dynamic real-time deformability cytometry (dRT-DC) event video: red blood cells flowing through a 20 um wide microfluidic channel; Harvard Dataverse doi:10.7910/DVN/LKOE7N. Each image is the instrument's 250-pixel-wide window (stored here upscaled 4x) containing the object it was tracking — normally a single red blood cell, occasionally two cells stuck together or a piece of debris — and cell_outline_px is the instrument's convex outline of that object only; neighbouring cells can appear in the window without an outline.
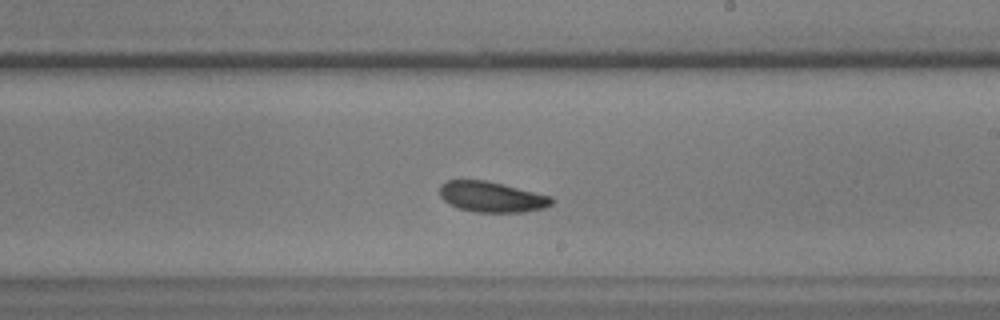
{"species": "common noctule bat (a hibernating species)", "species_latin": "Nyctalus noctula", "temperature_condition": "warm", "stored_images_in_passage": 43, "camera_frame_rate_fps": 3000, "um_per_image_px": 0.085, "animal": {"sex": "male", "body_mass_g": 17.9, "forearm_length_mm": 54.2}, "frame": {"image": 1, "passage_image": 22, "time_ms": 7.0, "image_size_px": [1000, 320], "cell_outline_px": [[552, 204], [544, 208], [520, 212], [476, 212], [460, 208], [444, 200], [440, 196], [440, 184], [448, 180], [484, 180], [552, 196]], "centroid_in_image_um": [41.79, 16.73], "position_along_channel_um": 247.2, "area_um2": 19.59}}
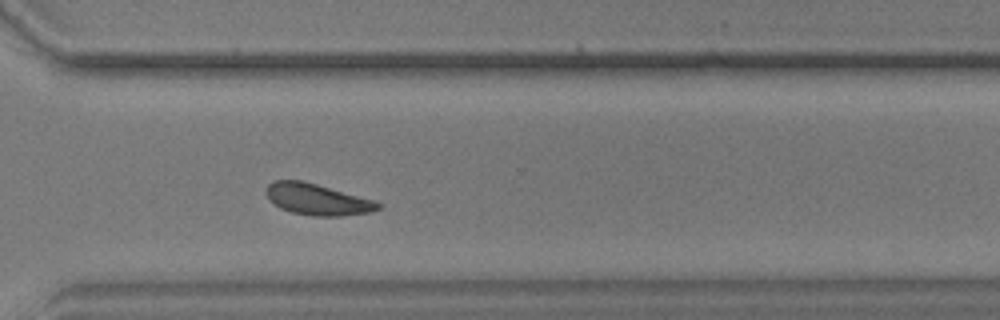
{"frame": {"image": 2, "passage_image": 29, "time_ms": 9.333, "image_size_px": [1000, 320], "cell_outline_px": [[380, 208], [372, 212], [340, 216], [312, 216], [292, 212], [280, 208], [268, 200], [264, 192], [268, 184], [272, 180], [304, 180], [376, 200], [380, 204]], "centroid_in_image_um": [26.95, 16.93], "position_along_channel_um": 343.7, "area_um2": 20.81}}
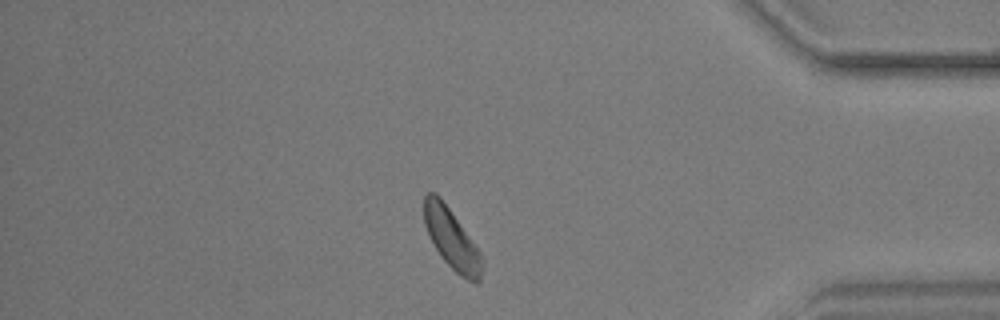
{"frame": {"image": 3, "passage_image": 35, "time_ms": 11.333, "image_size_px": [1000, 320], "cell_outline_px": [[484, 260], [480, 280], [476, 284], [460, 276], [440, 256], [428, 236], [424, 224], [424, 196], [428, 192], [436, 192], [440, 196], [480, 252]], "centroid_in_image_um": [38.38, 20.32], "position_along_channel_um": 396.8, "area_um2": 20.29}}